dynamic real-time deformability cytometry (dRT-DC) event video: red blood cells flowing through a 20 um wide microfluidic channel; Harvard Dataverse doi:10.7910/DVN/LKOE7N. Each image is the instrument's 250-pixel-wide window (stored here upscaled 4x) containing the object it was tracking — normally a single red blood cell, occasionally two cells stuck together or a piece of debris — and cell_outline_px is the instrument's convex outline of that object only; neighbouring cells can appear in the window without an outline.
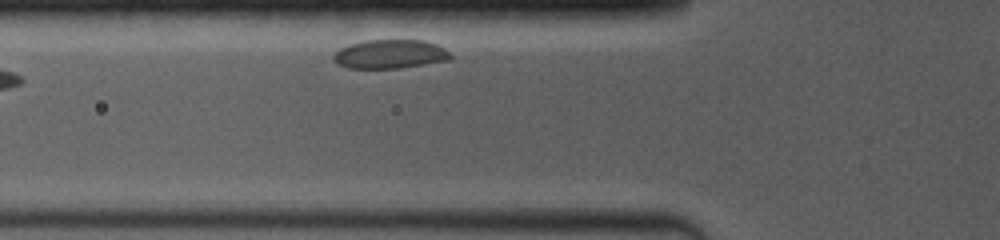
{"species": "common noctule bat (a hibernating species)", "species_latin": "Nyctalus noctula", "temperature_condition": "room temperature", "stored_images_in_passage": 28, "camera_frame_rate_fps": 4000, "um_per_image_px": 0.085, "animal": {"sex": "female", "body_mass_g": 19.0, "forearm_length_mm": 53.3}, "frame": {"image": 1, "passage_image": 3, "time_ms": 0.5, "image_size_px": [1000, 240], "cell_outline_px": [[452, 60], [400, 68], [348, 68], [336, 64], [332, 60], [332, 56], [340, 48], [352, 44], [368, 40], [424, 40], [436, 44], [444, 48], [452, 56]], "centroid_in_image_um": [33.16, 4.61], "position_along_channel_um": 92.6, "area_um2": 19.77}}
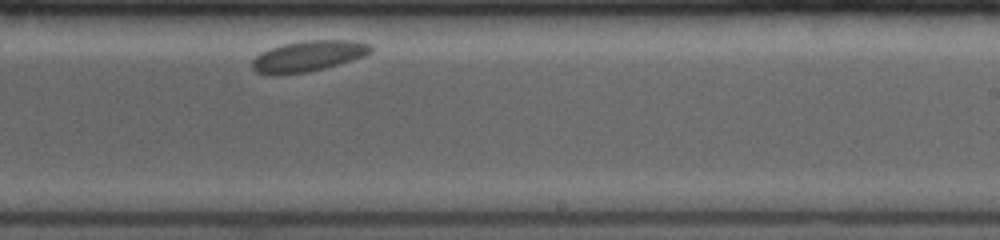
{"frame": {"image": 2, "passage_image": 17, "time_ms": 4.0, "image_size_px": [1000, 240], "cell_outline_px": [[372, 52], [364, 56], [352, 60], [324, 68], [308, 72], [276, 76], [272, 76], [256, 72], [252, 68], [252, 60], [260, 52], [284, 44], [304, 40], [352, 40], [372, 44]], "centroid_in_image_um": [26.19, 4.78], "position_along_channel_um": 262.8, "area_um2": 21.5}}
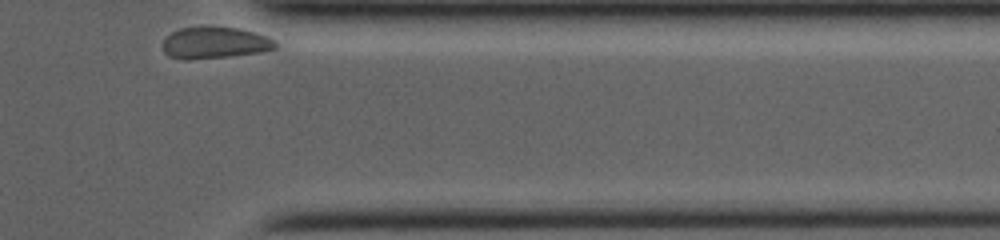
{"frame": {"image": 3, "passage_image": 28, "time_ms": 6.75, "image_size_px": [1000, 240], "cell_outline_px": [[276, 48], [260, 52], [228, 56], [188, 60], [184, 60], [168, 56], [164, 52], [164, 40], [172, 32], [180, 28], [236, 28], [256, 32], [268, 36], [276, 40]], "centroid_in_image_um": [18.28, 3.66], "position_along_channel_um": 393.1, "area_um2": 20.4}}